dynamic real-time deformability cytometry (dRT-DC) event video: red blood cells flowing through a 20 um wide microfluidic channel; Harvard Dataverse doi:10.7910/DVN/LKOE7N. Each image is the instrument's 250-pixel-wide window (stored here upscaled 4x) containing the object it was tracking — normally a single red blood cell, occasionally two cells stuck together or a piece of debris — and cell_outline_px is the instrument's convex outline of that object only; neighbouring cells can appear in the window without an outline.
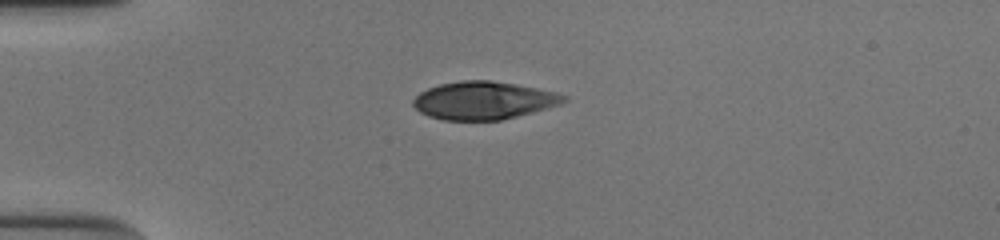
{"species": "human", "species_latin": "Homo sapiens", "temperature_condition": "cold", "stored_images_in_passage": 40, "camera_frame_rate_fps": 3000, "um_per_image_px": 0.085, "donor": {"sex": "male"}, "frame": {"image": 1, "passage_image": 1, "time_ms": 0.0, "image_size_px": [1000, 240], "cell_outline_px": [[568, 100], [560, 104], [532, 112], [500, 120], [444, 120], [428, 116], [420, 112], [412, 104], [412, 100], [420, 92], [428, 88], [440, 84], [460, 80], [492, 80], [516, 84], [556, 92], [568, 96]], "centroid_in_image_um": [41.09, 8.53], "position_along_channel_um": 43.9, "area_um2": 33.23}}
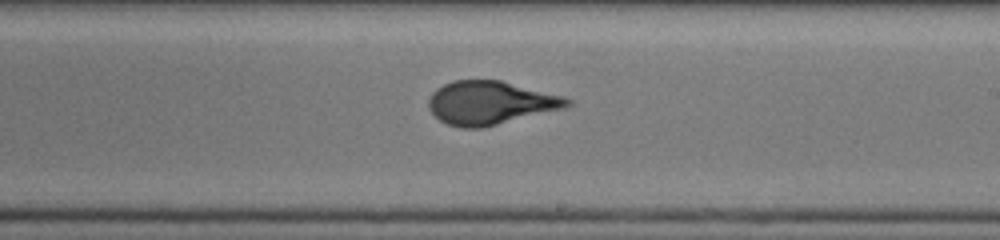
{"frame": {"image": 2, "passage_image": 19, "time_ms": 6.0, "image_size_px": [1000, 240], "cell_outline_px": [[572, 104], [564, 108], [480, 128], [460, 128], [448, 124], [440, 120], [428, 108], [428, 100], [432, 92], [436, 88], [452, 80], [500, 80], [564, 96], [572, 100]], "centroid_in_image_um": [41.66, 8.73], "position_along_channel_um": 247.3, "area_um2": 34.91}}
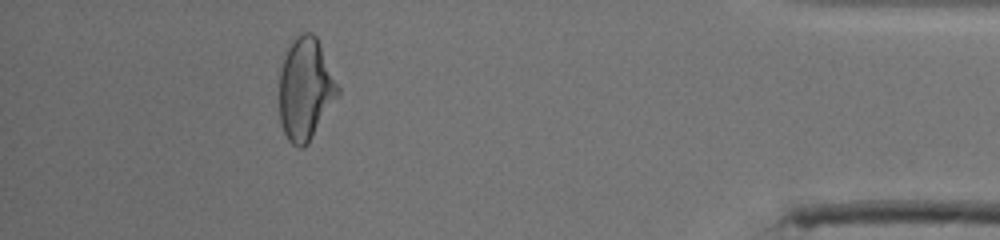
{"frame": {"image": 3, "passage_image": 35, "time_ms": 11.333, "image_size_px": [1000, 240], "cell_outline_px": [[340, 92], [308, 144], [304, 148], [296, 148], [288, 140], [284, 132], [280, 120], [280, 68], [284, 48], [288, 40], [292, 36], [304, 32], [312, 32], [316, 36], [340, 88]], "centroid_in_image_um": [25.93, 7.51], "position_along_channel_um": 409.3, "area_um2": 35.37}, "authors_computed_cell_mechanics": {"area_um2": 34.9401, "velocity_mm_per_s": 3.8965, "shape_relaxation_time_tau1_ms": 4.8605, "shape_relaxation_time_tau2_ms": null, "deformation_change_tau1": 0.207, "deformation_change_tau2": null}}